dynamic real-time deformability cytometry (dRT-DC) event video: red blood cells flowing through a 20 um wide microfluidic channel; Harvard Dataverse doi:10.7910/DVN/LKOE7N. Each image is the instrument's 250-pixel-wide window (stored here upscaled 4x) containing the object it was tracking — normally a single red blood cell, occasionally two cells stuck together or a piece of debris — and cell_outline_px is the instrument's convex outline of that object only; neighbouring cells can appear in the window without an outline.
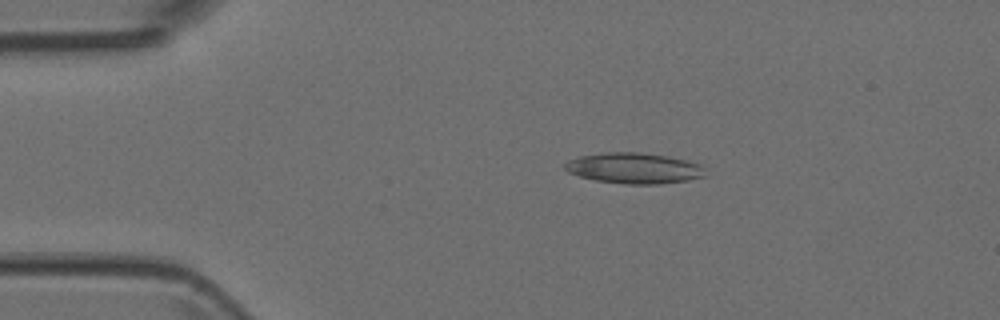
{"species": "Egyptian fruit bat (a non-hibernating species)", "species_latin": "Rousettus aegyptiacus", "temperature_condition": "room temperature", "stored_images_in_passage": 5, "camera_frame_rate_fps": 3000, "um_per_image_px": 0.085, "animal": {"sex": "female"}, "frame": {"image": 1, "passage_image": 2, "time_ms": 0.333, "image_size_px": [1000, 320], "cell_outline_px": [[704, 176], [688, 180], [660, 184], [624, 184], [596, 180], [580, 176], [568, 172], [564, 168], [564, 164], [568, 160], [580, 156], [604, 152], [640, 152], [668, 156], [700, 164], [704, 168]], "centroid_in_image_um": [53.87, 14.29], "position_along_channel_um": 31.1, "area_um2": 25.09}}
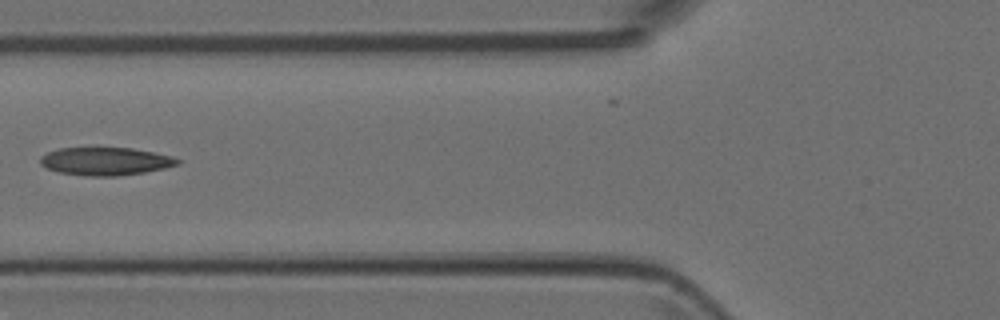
{"frame": {"image": 2, "passage_image": 5, "time_ms": 1.333, "image_size_px": [1000, 320], "cell_outline_px": [[180, 164], [164, 168], [144, 172], [120, 176], [88, 176], [60, 172], [48, 168], [40, 164], [40, 156], [48, 152], [60, 148], [132, 148], [172, 156], [180, 160]], "centroid_in_image_um": [8.98, 13.71], "position_along_channel_um": 116.8, "area_um2": 22.2}}